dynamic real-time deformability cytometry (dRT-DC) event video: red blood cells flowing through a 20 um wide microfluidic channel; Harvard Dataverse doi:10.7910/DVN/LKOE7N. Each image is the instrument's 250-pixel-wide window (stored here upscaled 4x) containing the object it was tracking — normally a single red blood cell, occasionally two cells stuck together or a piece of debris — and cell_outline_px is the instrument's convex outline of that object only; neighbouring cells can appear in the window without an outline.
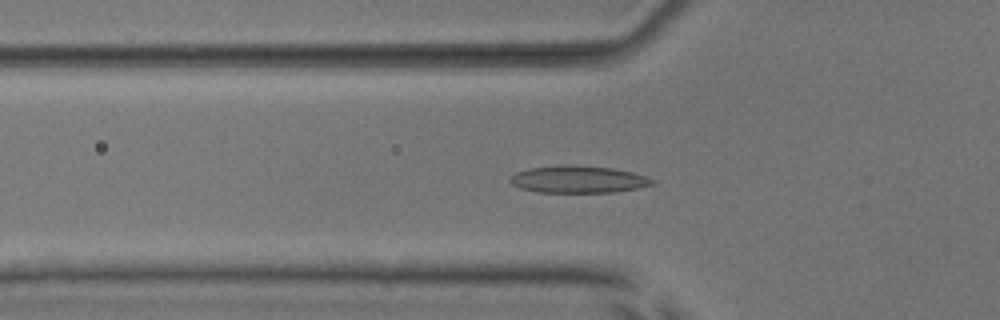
{"species": "common noctule bat (a hibernating species)", "species_latin": "Nyctalus noctula", "temperature_condition": "room temperature", "stored_images_in_passage": 54, "camera_frame_rate_fps": 3000, "um_per_image_px": 0.085, "animal": {"sex": "male", "body_mass_g": 17.9, "forearm_length_mm": 54.2}, "frame": {"image": 1, "passage_image": 19, "time_ms": 6.0, "image_size_px": [1000, 320], "cell_outline_px": [[656, 184], [636, 188], [612, 192], [536, 192], [520, 188], [512, 184], [508, 180], [516, 172], [528, 168], [560, 164], [572, 164], [612, 168], [632, 172], [656, 180]], "centroid_in_image_um": [49.12, 15.23], "position_along_channel_um": 76.7, "area_um2": 22.66}}
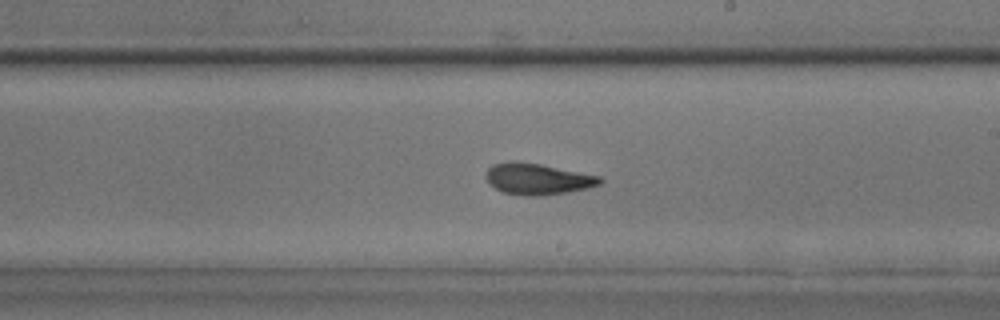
{"frame": {"image": 2, "passage_image": 32, "time_ms": 10.333, "image_size_px": [1000, 320], "cell_outline_px": [[604, 180], [600, 184], [588, 188], [540, 196], [528, 196], [504, 192], [488, 184], [488, 168], [492, 164], [516, 160], [540, 164], [600, 176]], "centroid_in_image_um": [45.71, 15.2], "position_along_channel_um": 243.3, "area_um2": 20.52}}
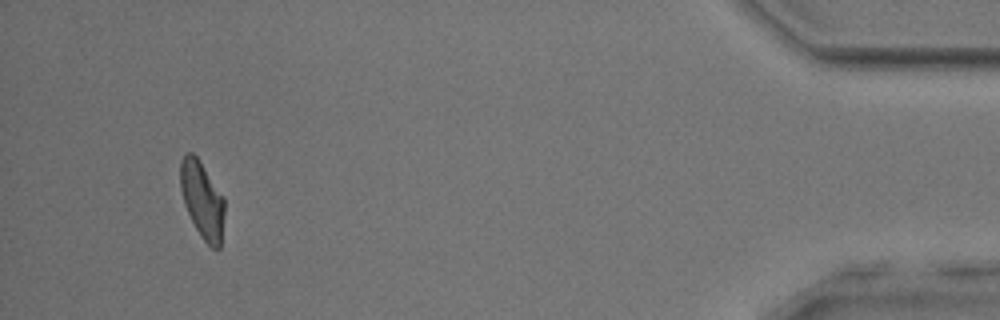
{"frame": {"image": 3, "passage_image": 51, "time_ms": 16.667, "image_size_px": [1000, 320], "cell_outline_px": [[224, 212], [220, 248], [212, 248], [200, 236], [184, 204], [180, 188], [180, 160], [184, 152], [192, 152], [200, 160], [224, 196]], "centroid_in_image_um": [17.18, 16.93], "position_along_channel_um": 418.0, "area_um2": 19.88}, "authors_computed_cell_mechanics": {"area_um2": 20.7213, "velocity_mm_per_s": 3.8519, "shape_relaxation_time_tau1_ms": 6.0, "shape_relaxation_time_tau2_ms": 1.3986, "deformation_change_tau1": 0.1728, "deformation_change_tau2": 0.071}}